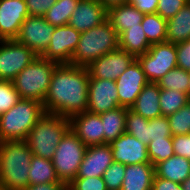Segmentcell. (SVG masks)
Returning a JSON list of instances; mask_svg holds the SVG:
<instances>
[{
  "label": "cell",
  "mask_w": 190,
  "mask_h": 190,
  "mask_svg": "<svg viewBox=\"0 0 190 190\" xmlns=\"http://www.w3.org/2000/svg\"><path fill=\"white\" fill-rule=\"evenodd\" d=\"M89 72L87 67L59 64L44 98L45 113L70 118L88 109Z\"/></svg>",
  "instance_id": "6da1fadb"
},
{
  "label": "cell",
  "mask_w": 190,
  "mask_h": 190,
  "mask_svg": "<svg viewBox=\"0 0 190 190\" xmlns=\"http://www.w3.org/2000/svg\"><path fill=\"white\" fill-rule=\"evenodd\" d=\"M32 155L25 140L0 142V188L22 190L28 186Z\"/></svg>",
  "instance_id": "7a4b0ae2"
},
{
  "label": "cell",
  "mask_w": 190,
  "mask_h": 190,
  "mask_svg": "<svg viewBox=\"0 0 190 190\" xmlns=\"http://www.w3.org/2000/svg\"><path fill=\"white\" fill-rule=\"evenodd\" d=\"M119 48V35L108 20L101 25L81 32L70 64L87 67L101 56Z\"/></svg>",
  "instance_id": "3957f363"
},
{
  "label": "cell",
  "mask_w": 190,
  "mask_h": 190,
  "mask_svg": "<svg viewBox=\"0 0 190 190\" xmlns=\"http://www.w3.org/2000/svg\"><path fill=\"white\" fill-rule=\"evenodd\" d=\"M43 103L20 99L0 116V142L26 140L30 130L44 115Z\"/></svg>",
  "instance_id": "277c9868"
},
{
  "label": "cell",
  "mask_w": 190,
  "mask_h": 190,
  "mask_svg": "<svg viewBox=\"0 0 190 190\" xmlns=\"http://www.w3.org/2000/svg\"><path fill=\"white\" fill-rule=\"evenodd\" d=\"M69 129V118L44 113L25 141L34 156L52 160L61 138Z\"/></svg>",
  "instance_id": "5b68a950"
},
{
  "label": "cell",
  "mask_w": 190,
  "mask_h": 190,
  "mask_svg": "<svg viewBox=\"0 0 190 190\" xmlns=\"http://www.w3.org/2000/svg\"><path fill=\"white\" fill-rule=\"evenodd\" d=\"M59 63L37 56L12 80L21 99H33L44 103L52 75Z\"/></svg>",
  "instance_id": "8992f818"
},
{
  "label": "cell",
  "mask_w": 190,
  "mask_h": 190,
  "mask_svg": "<svg viewBox=\"0 0 190 190\" xmlns=\"http://www.w3.org/2000/svg\"><path fill=\"white\" fill-rule=\"evenodd\" d=\"M87 146L69 129L61 138L52 162L57 177L66 186L76 178Z\"/></svg>",
  "instance_id": "52a82bcc"
},
{
  "label": "cell",
  "mask_w": 190,
  "mask_h": 190,
  "mask_svg": "<svg viewBox=\"0 0 190 190\" xmlns=\"http://www.w3.org/2000/svg\"><path fill=\"white\" fill-rule=\"evenodd\" d=\"M149 83H157L167 72L177 67V44L161 42L136 57Z\"/></svg>",
  "instance_id": "ba28073f"
},
{
  "label": "cell",
  "mask_w": 190,
  "mask_h": 190,
  "mask_svg": "<svg viewBox=\"0 0 190 190\" xmlns=\"http://www.w3.org/2000/svg\"><path fill=\"white\" fill-rule=\"evenodd\" d=\"M37 55L16 39L0 40V80L12 81Z\"/></svg>",
  "instance_id": "9c48e42d"
},
{
  "label": "cell",
  "mask_w": 190,
  "mask_h": 190,
  "mask_svg": "<svg viewBox=\"0 0 190 190\" xmlns=\"http://www.w3.org/2000/svg\"><path fill=\"white\" fill-rule=\"evenodd\" d=\"M55 27L49 24L44 16H28L15 39L30 48L37 56H41L50 43Z\"/></svg>",
  "instance_id": "30bf717a"
},
{
  "label": "cell",
  "mask_w": 190,
  "mask_h": 190,
  "mask_svg": "<svg viewBox=\"0 0 190 190\" xmlns=\"http://www.w3.org/2000/svg\"><path fill=\"white\" fill-rule=\"evenodd\" d=\"M81 32L70 25L55 27L46 51L41 55L46 60L59 64H70L80 40Z\"/></svg>",
  "instance_id": "8fae6325"
},
{
  "label": "cell",
  "mask_w": 190,
  "mask_h": 190,
  "mask_svg": "<svg viewBox=\"0 0 190 190\" xmlns=\"http://www.w3.org/2000/svg\"><path fill=\"white\" fill-rule=\"evenodd\" d=\"M119 106L130 109L143 87L149 83L139 62L135 59L115 80Z\"/></svg>",
  "instance_id": "7c38bea8"
},
{
  "label": "cell",
  "mask_w": 190,
  "mask_h": 190,
  "mask_svg": "<svg viewBox=\"0 0 190 190\" xmlns=\"http://www.w3.org/2000/svg\"><path fill=\"white\" fill-rule=\"evenodd\" d=\"M119 107L116 82L89 75L88 112L102 114Z\"/></svg>",
  "instance_id": "4fadbf2b"
},
{
  "label": "cell",
  "mask_w": 190,
  "mask_h": 190,
  "mask_svg": "<svg viewBox=\"0 0 190 190\" xmlns=\"http://www.w3.org/2000/svg\"><path fill=\"white\" fill-rule=\"evenodd\" d=\"M136 58L129 52L117 48L87 66L92 78L115 81Z\"/></svg>",
  "instance_id": "5bb4252c"
},
{
  "label": "cell",
  "mask_w": 190,
  "mask_h": 190,
  "mask_svg": "<svg viewBox=\"0 0 190 190\" xmlns=\"http://www.w3.org/2000/svg\"><path fill=\"white\" fill-rule=\"evenodd\" d=\"M113 161L123 165L151 163L147 145L131 134L124 132L110 143Z\"/></svg>",
  "instance_id": "9a60e30c"
},
{
  "label": "cell",
  "mask_w": 190,
  "mask_h": 190,
  "mask_svg": "<svg viewBox=\"0 0 190 190\" xmlns=\"http://www.w3.org/2000/svg\"><path fill=\"white\" fill-rule=\"evenodd\" d=\"M28 16L25 0H0V40L15 39Z\"/></svg>",
  "instance_id": "2e32d148"
},
{
  "label": "cell",
  "mask_w": 190,
  "mask_h": 190,
  "mask_svg": "<svg viewBox=\"0 0 190 190\" xmlns=\"http://www.w3.org/2000/svg\"><path fill=\"white\" fill-rule=\"evenodd\" d=\"M69 120L70 129L87 147L104 144L103 122L99 114L85 111Z\"/></svg>",
  "instance_id": "e0dca14e"
},
{
  "label": "cell",
  "mask_w": 190,
  "mask_h": 190,
  "mask_svg": "<svg viewBox=\"0 0 190 190\" xmlns=\"http://www.w3.org/2000/svg\"><path fill=\"white\" fill-rule=\"evenodd\" d=\"M106 20L107 9L99 1L79 0L68 25L79 32H85Z\"/></svg>",
  "instance_id": "ac0fdd59"
},
{
  "label": "cell",
  "mask_w": 190,
  "mask_h": 190,
  "mask_svg": "<svg viewBox=\"0 0 190 190\" xmlns=\"http://www.w3.org/2000/svg\"><path fill=\"white\" fill-rule=\"evenodd\" d=\"M113 162L110 144L89 146L86 148L76 177H102Z\"/></svg>",
  "instance_id": "d6986e66"
},
{
  "label": "cell",
  "mask_w": 190,
  "mask_h": 190,
  "mask_svg": "<svg viewBox=\"0 0 190 190\" xmlns=\"http://www.w3.org/2000/svg\"><path fill=\"white\" fill-rule=\"evenodd\" d=\"M155 167L151 163L125 165L120 190H151Z\"/></svg>",
  "instance_id": "ffe728a7"
},
{
  "label": "cell",
  "mask_w": 190,
  "mask_h": 190,
  "mask_svg": "<svg viewBox=\"0 0 190 190\" xmlns=\"http://www.w3.org/2000/svg\"><path fill=\"white\" fill-rule=\"evenodd\" d=\"M144 15V13L140 12L130 3L112 6L107 9V20L118 35L129 29V27L141 24Z\"/></svg>",
  "instance_id": "44dd1931"
},
{
  "label": "cell",
  "mask_w": 190,
  "mask_h": 190,
  "mask_svg": "<svg viewBox=\"0 0 190 190\" xmlns=\"http://www.w3.org/2000/svg\"><path fill=\"white\" fill-rule=\"evenodd\" d=\"M159 97V85L157 83H148L143 87L136 98L135 104L130 109L149 120L162 116Z\"/></svg>",
  "instance_id": "7402d4cb"
},
{
  "label": "cell",
  "mask_w": 190,
  "mask_h": 190,
  "mask_svg": "<svg viewBox=\"0 0 190 190\" xmlns=\"http://www.w3.org/2000/svg\"><path fill=\"white\" fill-rule=\"evenodd\" d=\"M166 42L179 44L190 39V0L172 18L167 20Z\"/></svg>",
  "instance_id": "603a6c76"
},
{
  "label": "cell",
  "mask_w": 190,
  "mask_h": 190,
  "mask_svg": "<svg viewBox=\"0 0 190 190\" xmlns=\"http://www.w3.org/2000/svg\"><path fill=\"white\" fill-rule=\"evenodd\" d=\"M155 175L181 184L190 176V160L174 155L155 166Z\"/></svg>",
  "instance_id": "cb8c5ba5"
},
{
  "label": "cell",
  "mask_w": 190,
  "mask_h": 190,
  "mask_svg": "<svg viewBox=\"0 0 190 190\" xmlns=\"http://www.w3.org/2000/svg\"><path fill=\"white\" fill-rule=\"evenodd\" d=\"M150 47L151 44L141 24L129 27L119 35V48L129 52L135 58L146 53Z\"/></svg>",
  "instance_id": "d4e9b609"
},
{
  "label": "cell",
  "mask_w": 190,
  "mask_h": 190,
  "mask_svg": "<svg viewBox=\"0 0 190 190\" xmlns=\"http://www.w3.org/2000/svg\"><path fill=\"white\" fill-rule=\"evenodd\" d=\"M127 109L118 107L99 114L103 122L104 144H110L125 132Z\"/></svg>",
  "instance_id": "484cf974"
},
{
  "label": "cell",
  "mask_w": 190,
  "mask_h": 190,
  "mask_svg": "<svg viewBox=\"0 0 190 190\" xmlns=\"http://www.w3.org/2000/svg\"><path fill=\"white\" fill-rule=\"evenodd\" d=\"M43 183L63 182L57 177L52 160L32 155L28 185H39Z\"/></svg>",
  "instance_id": "4316f807"
},
{
  "label": "cell",
  "mask_w": 190,
  "mask_h": 190,
  "mask_svg": "<svg viewBox=\"0 0 190 190\" xmlns=\"http://www.w3.org/2000/svg\"><path fill=\"white\" fill-rule=\"evenodd\" d=\"M141 25L151 45L166 41L167 20L163 19L159 14H145Z\"/></svg>",
  "instance_id": "83f0119b"
},
{
  "label": "cell",
  "mask_w": 190,
  "mask_h": 190,
  "mask_svg": "<svg viewBox=\"0 0 190 190\" xmlns=\"http://www.w3.org/2000/svg\"><path fill=\"white\" fill-rule=\"evenodd\" d=\"M79 0H57L45 13L44 18L53 26L67 25Z\"/></svg>",
  "instance_id": "f1b7e54d"
},
{
  "label": "cell",
  "mask_w": 190,
  "mask_h": 190,
  "mask_svg": "<svg viewBox=\"0 0 190 190\" xmlns=\"http://www.w3.org/2000/svg\"><path fill=\"white\" fill-rule=\"evenodd\" d=\"M190 101L188 94L175 89H160L159 104L162 116H169Z\"/></svg>",
  "instance_id": "f546056e"
},
{
  "label": "cell",
  "mask_w": 190,
  "mask_h": 190,
  "mask_svg": "<svg viewBox=\"0 0 190 190\" xmlns=\"http://www.w3.org/2000/svg\"><path fill=\"white\" fill-rule=\"evenodd\" d=\"M157 84L160 89H175L188 94L189 71L176 67L167 72Z\"/></svg>",
  "instance_id": "4dcf8cb0"
},
{
  "label": "cell",
  "mask_w": 190,
  "mask_h": 190,
  "mask_svg": "<svg viewBox=\"0 0 190 190\" xmlns=\"http://www.w3.org/2000/svg\"><path fill=\"white\" fill-rule=\"evenodd\" d=\"M148 122L149 119L136 114L131 109H127L125 132L131 134L140 142L148 145L150 142V138H148Z\"/></svg>",
  "instance_id": "1f68e13d"
},
{
  "label": "cell",
  "mask_w": 190,
  "mask_h": 190,
  "mask_svg": "<svg viewBox=\"0 0 190 190\" xmlns=\"http://www.w3.org/2000/svg\"><path fill=\"white\" fill-rule=\"evenodd\" d=\"M148 157L151 164L155 167L158 163L174 156L172 138L152 140L147 145Z\"/></svg>",
  "instance_id": "d6a6232c"
},
{
  "label": "cell",
  "mask_w": 190,
  "mask_h": 190,
  "mask_svg": "<svg viewBox=\"0 0 190 190\" xmlns=\"http://www.w3.org/2000/svg\"><path fill=\"white\" fill-rule=\"evenodd\" d=\"M167 119L172 136L190 134V101Z\"/></svg>",
  "instance_id": "836d02e7"
},
{
  "label": "cell",
  "mask_w": 190,
  "mask_h": 190,
  "mask_svg": "<svg viewBox=\"0 0 190 190\" xmlns=\"http://www.w3.org/2000/svg\"><path fill=\"white\" fill-rule=\"evenodd\" d=\"M20 99L21 97L14 88L12 81L0 80V116L12 108Z\"/></svg>",
  "instance_id": "e575fe53"
},
{
  "label": "cell",
  "mask_w": 190,
  "mask_h": 190,
  "mask_svg": "<svg viewBox=\"0 0 190 190\" xmlns=\"http://www.w3.org/2000/svg\"><path fill=\"white\" fill-rule=\"evenodd\" d=\"M125 173V165L113 162L104 172L102 178L107 190H120Z\"/></svg>",
  "instance_id": "d590c367"
},
{
  "label": "cell",
  "mask_w": 190,
  "mask_h": 190,
  "mask_svg": "<svg viewBox=\"0 0 190 190\" xmlns=\"http://www.w3.org/2000/svg\"><path fill=\"white\" fill-rule=\"evenodd\" d=\"M148 138L150 141L163 138H172L170 125L167 117L159 116L148 122Z\"/></svg>",
  "instance_id": "8d00e7d4"
},
{
  "label": "cell",
  "mask_w": 190,
  "mask_h": 190,
  "mask_svg": "<svg viewBox=\"0 0 190 190\" xmlns=\"http://www.w3.org/2000/svg\"><path fill=\"white\" fill-rule=\"evenodd\" d=\"M67 187L70 190H107L102 177H76Z\"/></svg>",
  "instance_id": "74e56055"
},
{
  "label": "cell",
  "mask_w": 190,
  "mask_h": 190,
  "mask_svg": "<svg viewBox=\"0 0 190 190\" xmlns=\"http://www.w3.org/2000/svg\"><path fill=\"white\" fill-rule=\"evenodd\" d=\"M189 0H158L157 11L163 19L175 16Z\"/></svg>",
  "instance_id": "f35d334b"
},
{
  "label": "cell",
  "mask_w": 190,
  "mask_h": 190,
  "mask_svg": "<svg viewBox=\"0 0 190 190\" xmlns=\"http://www.w3.org/2000/svg\"><path fill=\"white\" fill-rule=\"evenodd\" d=\"M172 145L176 156L190 160V134L172 136Z\"/></svg>",
  "instance_id": "ab89813d"
},
{
  "label": "cell",
  "mask_w": 190,
  "mask_h": 190,
  "mask_svg": "<svg viewBox=\"0 0 190 190\" xmlns=\"http://www.w3.org/2000/svg\"><path fill=\"white\" fill-rule=\"evenodd\" d=\"M57 0H25L29 16H44Z\"/></svg>",
  "instance_id": "60d3db41"
},
{
  "label": "cell",
  "mask_w": 190,
  "mask_h": 190,
  "mask_svg": "<svg viewBox=\"0 0 190 190\" xmlns=\"http://www.w3.org/2000/svg\"><path fill=\"white\" fill-rule=\"evenodd\" d=\"M177 67L190 72V39L177 44Z\"/></svg>",
  "instance_id": "b9f144b4"
},
{
  "label": "cell",
  "mask_w": 190,
  "mask_h": 190,
  "mask_svg": "<svg viewBox=\"0 0 190 190\" xmlns=\"http://www.w3.org/2000/svg\"><path fill=\"white\" fill-rule=\"evenodd\" d=\"M128 3L136 7L144 14L156 13L158 0H128Z\"/></svg>",
  "instance_id": "7bdbcfd3"
},
{
  "label": "cell",
  "mask_w": 190,
  "mask_h": 190,
  "mask_svg": "<svg viewBox=\"0 0 190 190\" xmlns=\"http://www.w3.org/2000/svg\"><path fill=\"white\" fill-rule=\"evenodd\" d=\"M151 190H182L181 184L175 183L168 179L157 177L153 178Z\"/></svg>",
  "instance_id": "ee69618b"
},
{
  "label": "cell",
  "mask_w": 190,
  "mask_h": 190,
  "mask_svg": "<svg viewBox=\"0 0 190 190\" xmlns=\"http://www.w3.org/2000/svg\"><path fill=\"white\" fill-rule=\"evenodd\" d=\"M66 185L64 183H43L39 185H28L22 190H65Z\"/></svg>",
  "instance_id": "f6af8a7d"
},
{
  "label": "cell",
  "mask_w": 190,
  "mask_h": 190,
  "mask_svg": "<svg viewBox=\"0 0 190 190\" xmlns=\"http://www.w3.org/2000/svg\"><path fill=\"white\" fill-rule=\"evenodd\" d=\"M106 9L112 6L128 3V0H98Z\"/></svg>",
  "instance_id": "bcb514c9"
},
{
  "label": "cell",
  "mask_w": 190,
  "mask_h": 190,
  "mask_svg": "<svg viewBox=\"0 0 190 190\" xmlns=\"http://www.w3.org/2000/svg\"><path fill=\"white\" fill-rule=\"evenodd\" d=\"M182 190H190V176L181 183Z\"/></svg>",
  "instance_id": "7dc6e473"
},
{
  "label": "cell",
  "mask_w": 190,
  "mask_h": 190,
  "mask_svg": "<svg viewBox=\"0 0 190 190\" xmlns=\"http://www.w3.org/2000/svg\"><path fill=\"white\" fill-rule=\"evenodd\" d=\"M188 95L190 97V72H189V85H188Z\"/></svg>",
  "instance_id": "c3c4849f"
}]
</instances>
